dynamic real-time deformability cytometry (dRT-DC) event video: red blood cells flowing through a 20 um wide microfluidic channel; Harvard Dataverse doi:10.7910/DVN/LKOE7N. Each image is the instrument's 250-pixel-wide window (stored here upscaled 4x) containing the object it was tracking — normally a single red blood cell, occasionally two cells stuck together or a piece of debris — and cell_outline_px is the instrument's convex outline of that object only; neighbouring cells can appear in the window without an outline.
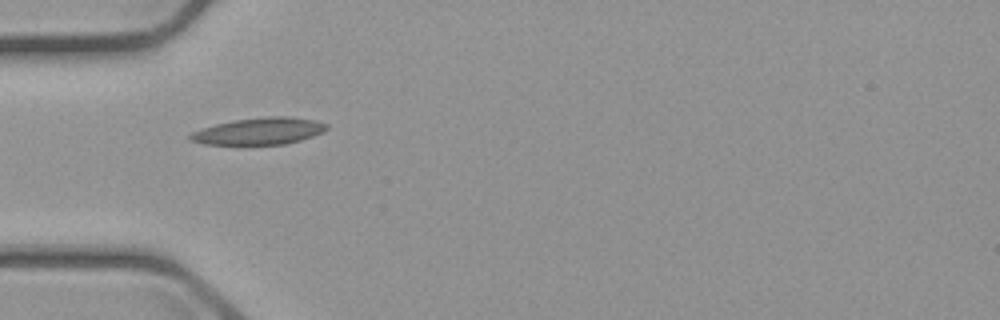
{"species": "common noctule bat (a hibernating species)", "species_latin": "Nyctalus noctula", "temperature_condition": "cold", "stored_images_in_passage": 3, "camera_frame_rate_fps": 3000, "um_per_image_px": 0.085, "animal": {"sex": "male", "body_mass_g": 23.1, "forearm_length_mm": 52.7}, "frame": {"image": 1, "passage_image": 3, "time_ms": 2.333, "image_size_px": [1000, 320], "cell_outline_px": [[328, 128], [324, 132], [300, 140], [284, 144], [204, 144], [188, 140], [188, 136], [192, 132], [216, 124], [236, 120], [268, 116], [288, 116], [316, 120], [328, 124]], "centroid_in_image_um": [22.06, 11.14], "position_along_channel_um": 62.9, "area_um2": 21.21}}